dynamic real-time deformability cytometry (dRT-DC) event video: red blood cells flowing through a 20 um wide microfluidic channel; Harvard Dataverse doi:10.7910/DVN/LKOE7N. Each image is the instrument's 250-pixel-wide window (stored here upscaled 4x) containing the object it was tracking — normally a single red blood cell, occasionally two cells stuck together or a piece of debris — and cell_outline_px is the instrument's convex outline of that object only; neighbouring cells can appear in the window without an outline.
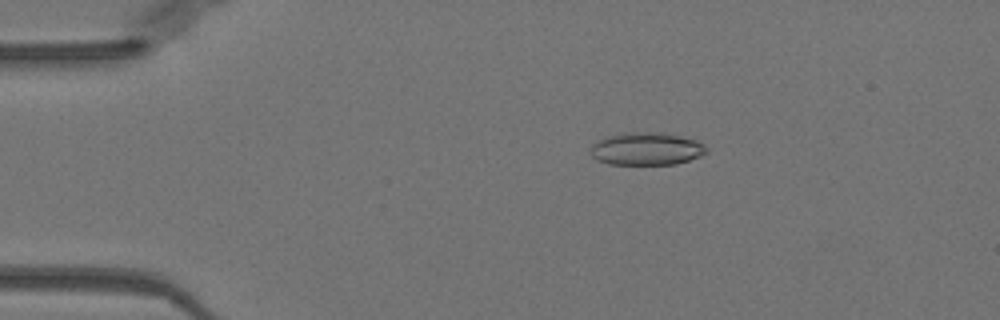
{"species": "Egyptian fruit bat (a non-hibernating species)", "species_latin": "Rousettus aegyptiacus", "temperature_condition": "warm", "stored_images_in_passage": 51, "camera_frame_rate_fps": 3000, "um_per_image_px": 0.085, "animal": {"sex": "female"}, "frame": {"image": 1, "passage_image": 10, "time_ms": 3.0, "image_size_px": [1000, 320], "cell_outline_px": [[708, 152], [700, 156], [676, 164], [608, 164], [596, 160], [592, 156], [592, 144], [608, 136], [632, 132], [644, 132], [680, 136], [696, 140], [704, 144], [708, 148]], "centroid_in_image_um": [54.97, 12.67], "position_along_channel_um": 30.0, "area_um2": 21.73}}
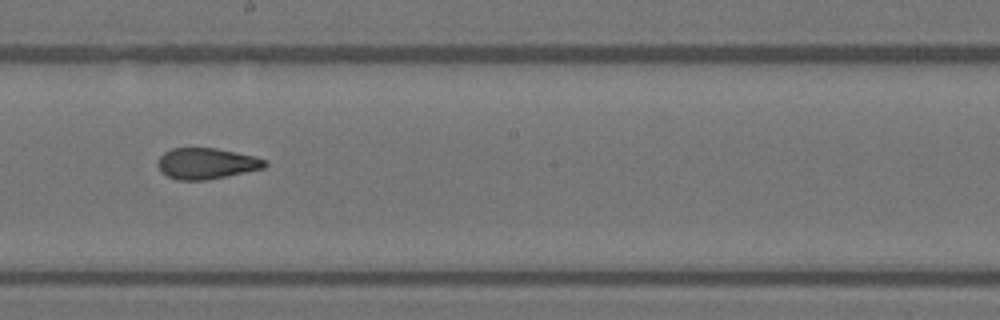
{"frame": {"image": 2, "passage_image": 29, "time_ms": 9.333, "image_size_px": [1000, 320], "cell_outline_px": [[268, 164], [264, 168], [204, 180], [176, 180], [160, 172], [156, 164], [160, 156], [164, 152], [172, 148], [216, 148], [256, 156], [268, 160]], "centroid_in_image_um": [17.53, 13.89], "position_along_channel_um": 230.7, "area_um2": 19.42}}
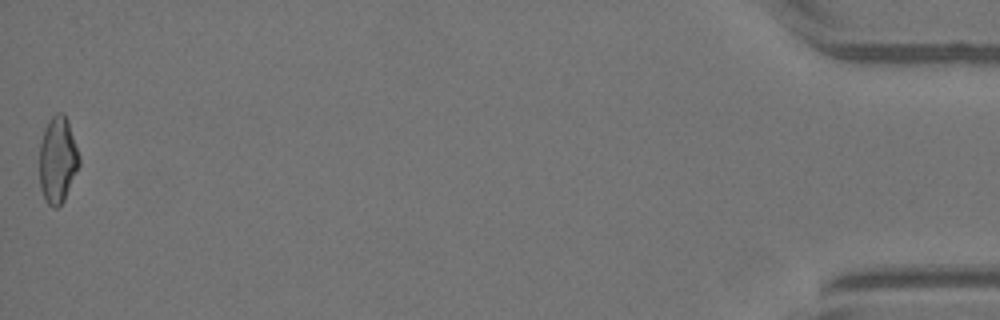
{"frame": {"image": 3, "passage_image": 51, "time_ms": 16.667, "image_size_px": [1000, 320], "cell_outline_px": [[80, 164], [64, 200], [56, 208], [52, 208], [48, 204], [40, 188], [40, 144], [44, 128], [48, 120], [56, 112], [64, 112], [68, 120], [80, 156]], "centroid_in_image_um": [4.91, 13.55], "position_along_channel_um": 430.3, "area_um2": 20.11}, "authors_computed_cell_mechanics": {"area_um2": 20.1144, "velocity_mm_per_s": 4.0289, "shape_relaxation_time_tau1_ms": null, "shape_relaxation_time_tau2_ms": 1.5978, "deformation_change_tau1": null, "deformation_change_tau2": 0.0942}}